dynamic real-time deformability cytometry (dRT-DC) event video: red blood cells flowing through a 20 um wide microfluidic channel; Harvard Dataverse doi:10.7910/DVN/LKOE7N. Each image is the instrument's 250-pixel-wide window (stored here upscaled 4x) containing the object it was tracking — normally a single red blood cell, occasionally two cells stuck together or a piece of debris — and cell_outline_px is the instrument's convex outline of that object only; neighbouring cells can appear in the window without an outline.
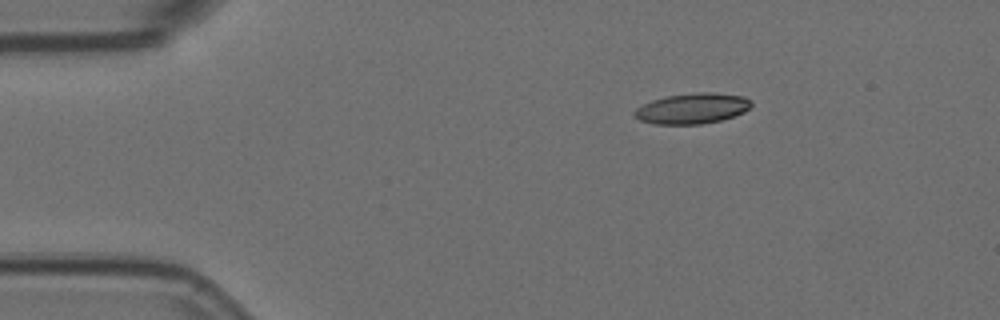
{"species": "Egyptian fruit bat (a non-hibernating species)", "species_latin": "Rousettus aegyptiacus", "temperature_condition": "room temperature", "stored_images_in_passage": 3, "camera_frame_rate_fps": 3000, "um_per_image_px": 0.085, "animal": {"sex": "female"}, "frame": {"image": 1, "passage_image": 1, "time_ms": 0.0, "image_size_px": [1000, 320], "cell_outline_px": [[752, 104], [744, 112], [720, 120], [700, 124], [656, 124], [640, 120], [632, 112], [636, 108], [652, 100], [668, 96], [696, 92], [712, 92], [744, 96], [752, 100]], "centroid_in_image_um": [58.86, 9.21], "position_along_channel_um": 26.1, "area_um2": 20.63}}